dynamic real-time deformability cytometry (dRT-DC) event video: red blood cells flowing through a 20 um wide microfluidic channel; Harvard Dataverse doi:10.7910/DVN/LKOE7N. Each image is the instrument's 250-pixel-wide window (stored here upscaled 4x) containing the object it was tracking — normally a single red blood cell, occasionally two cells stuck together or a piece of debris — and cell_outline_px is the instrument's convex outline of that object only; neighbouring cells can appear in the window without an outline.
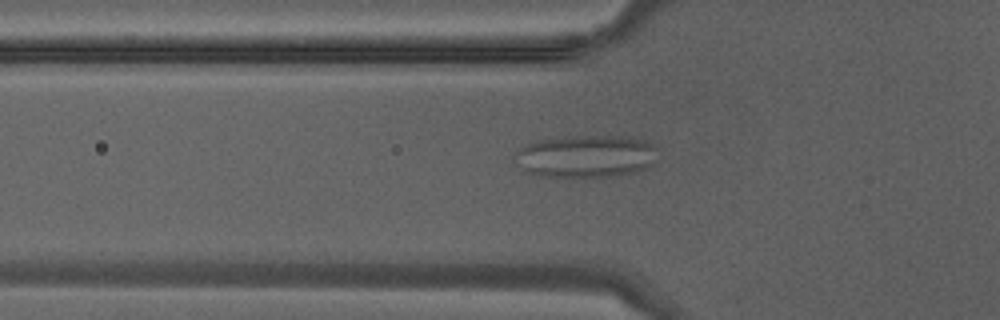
{"species": "Egyptian fruit bat (a non-hibernating species)", "species_latin": "Rousettus aegyptiacus", "temperature_condition": "warm", "stored_images_in_passage": 42, "segment_of_instrument_passage": [1, 2], "camera_frame_rate_fps": 3000, "um_per_image_px": 0.085, "animal": {"sex": "male"}, "frame": {"image": 1, "passage_image": 14, "time_ms": 4.333, "image_size_px": [1000, 320], "cell_outline_px": [[656, 148], [652, 164], [644, 168], [620, 176], [536, 176], [524, 172], [516, 164], [516, 152], [520, 148], [536, 140], [572, 136], [628, 136], [644, 140], [652, 144]], "centroid_in_image_um": [49.76, 13.28], "position_along_channel_um": 76.0, "area_um2": 35.26}}
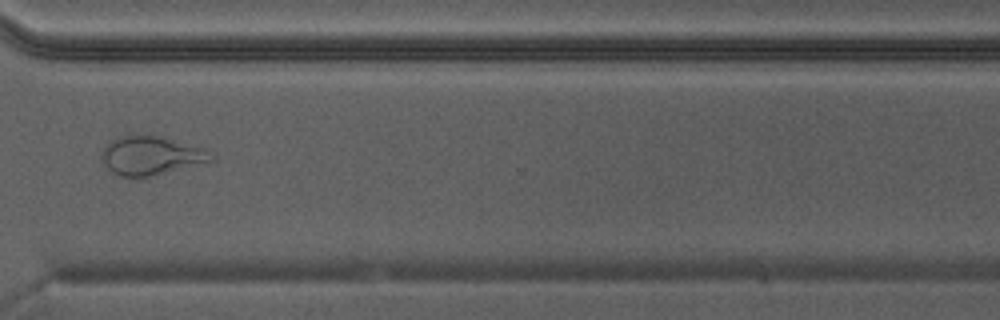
{"frame": {"image": 2, "passage_image": 31, "time_ms": 10.0, "image_size_px": [1000, 320], "cell_outline_px": [[216, 160], [136, 180], [120, 176], [108, 168], [104, 164], [100, 156], [100, 148], [108, 140], [116, 136], [164, 136], [204, 148]], "centroid_in_image_um": [12.77, 13.24], "position_along_channel_um": 357.8, "area_um2": 25.32}}
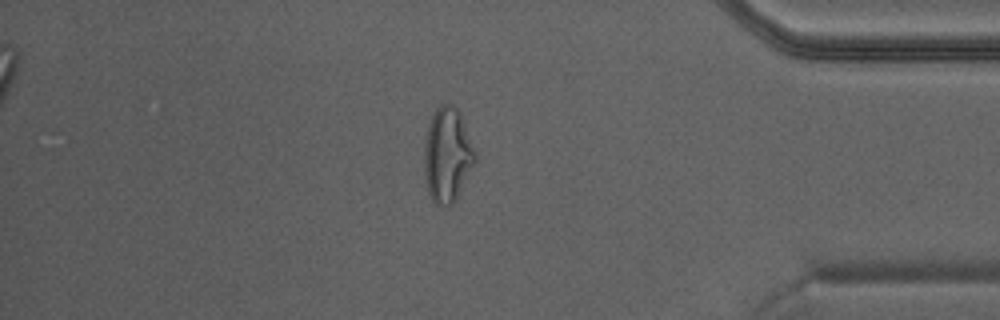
{"frame": {"image": 3, "passage_image": 35, "time_ms": 11.333, "image_size_px": [1000, 320], "cell_outline_px": [[476, 160], [456, 200], [448, 208], [436, 204], [432, 200], [428, 192], [424, 176], [424, 144], [428, 124], [436, 108], [440, 104], [452, 104], [460, 112], [476, 152]], "centroid_in_image_um": [38.02, 13.19], "position_along_channel_um": 397.2, "area_um2": 28.32}}